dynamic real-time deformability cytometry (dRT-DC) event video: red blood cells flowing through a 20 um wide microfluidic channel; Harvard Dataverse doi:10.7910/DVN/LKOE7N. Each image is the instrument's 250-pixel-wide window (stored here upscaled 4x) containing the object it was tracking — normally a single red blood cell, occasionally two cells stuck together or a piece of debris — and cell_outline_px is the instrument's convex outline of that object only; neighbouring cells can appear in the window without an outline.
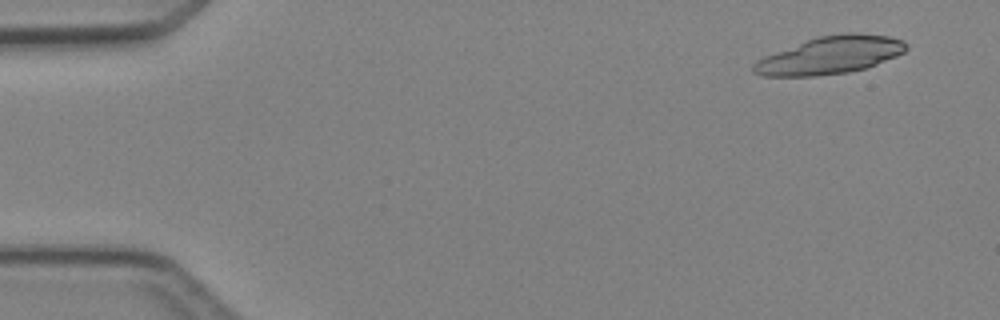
{"species": "Egyptian fruit bat (a non-hibernating species)", "species_latin": "Rousettus aegyptiacus", "temperature_condition": "cold", "stored_images_in_passage": 4, "camera_frame_rate_fps": 3000, "um_per_image_px": 0.085, "animal": {"sex": "female"}, "frame": {"image": 1, "passage_image": 1, "time_ms": 0.0, "image_size_px": [1000, 320], "cell_outline_px": [[908, 48], [904, 52], [896, 56], [868, 68], [848, 72], [816, 76], [760, 76], [752, 72], [752, 64], [756, 60], [764, 56], [808, 40], [820, 36], [844, 32], [860, 32], [888, 36], [904, 40], [908, 44]], "centroid_in_image_um": [70.59, 4.69], "position_along_channel_um": 14.4, "area_um2": 33.58}}